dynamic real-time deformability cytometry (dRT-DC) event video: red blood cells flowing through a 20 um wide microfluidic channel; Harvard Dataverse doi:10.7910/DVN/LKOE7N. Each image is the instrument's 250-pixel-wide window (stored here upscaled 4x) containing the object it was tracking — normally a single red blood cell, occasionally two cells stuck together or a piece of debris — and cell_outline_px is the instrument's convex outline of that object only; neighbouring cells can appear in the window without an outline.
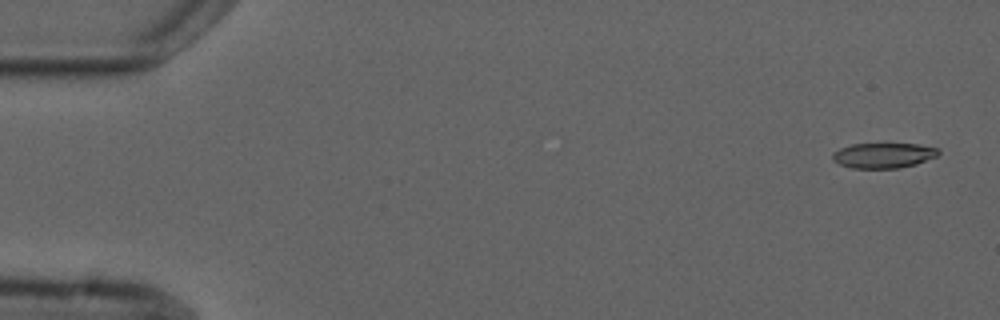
{"species": "common noctule bat (a hibernating species)", "species_latin": "Nyctalus noctula", "temperature_condition": "cold", "stored_images_in_passage": 4, "camera_frame_rate_fps": 3000, "um_per_image_px": 0.085, "animal": {"sex": "male", "forearm_length_mm": 52.5}, "frame": {"image": 1, "passage_image": 1, "time_ms": 0.0, "image_size_px": [1000, 320], "cell_outline_px": [[940, 152], [936, 156], [916, 164], [900, 168], [852, 168], [840, 164], [832, 160], [832, 152], [840, 148], [852, 144], [920, 144], [940, 148]], "centroid_in_image_um": [75.1, 13.2], "position_along_channel_um": 9.9, "area_um2": 15.61}}
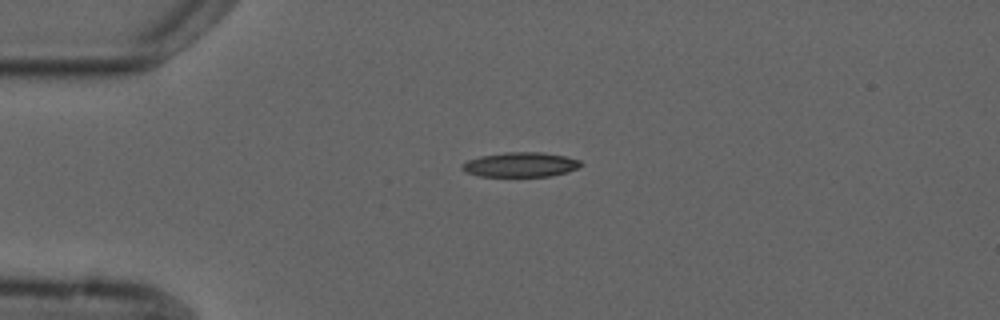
{"frame": {"image": 2, "passage_image": 4, "time_ms": 3.667, "image_size_px": [1000, 320], "cell_outline_px": [[584, 164], [568, 172], [552, 176], [480, 176], [464, 172], [460, 168], [460, 164], [468, 160], [480, 156], [504, 152], [540, 152], [564, 156], [580, 160]], "centroid_in_image_um": [44.21, 13.99], "position_along_channel_um": 40.8, "area_um2": 17.17}}